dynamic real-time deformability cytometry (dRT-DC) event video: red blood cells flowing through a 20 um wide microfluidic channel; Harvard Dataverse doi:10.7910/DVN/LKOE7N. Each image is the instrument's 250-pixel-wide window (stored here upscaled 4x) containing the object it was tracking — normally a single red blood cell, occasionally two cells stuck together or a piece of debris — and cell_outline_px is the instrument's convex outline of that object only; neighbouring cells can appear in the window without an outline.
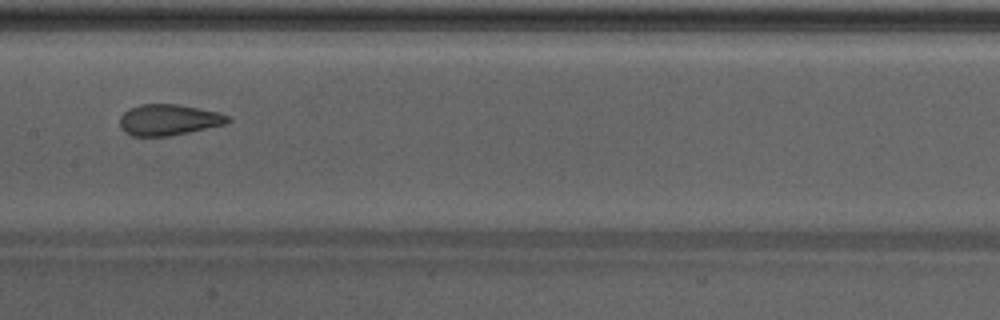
{"species": "Egyptian fruit bat (a non-hibernating species)", "species_latin": "Rousettus aegyptiacus", "temperature_condition": "warm", "stored_images_in_passage": 43, "camera_frame_rate_fps": 3000, "um_per_image_px": 0.085, "animal": {"sex": "male"}, "frame": {"image": 1, "passage_image": 25, "time_ms": 8.0, "image_size_px": [1000, 320], "cell_outline_px": [[232, 120], [224, 124], [188, 132], [168, 136], [132, 136], [124, 132], [120, 128], [120, 116], [128, 108], [140, 104], [180, 104], [220, 112], [228, 116]], "centroid_in_image_um": [14.31, 10.17], "position_along_channel_um": 193.1, "area_um2": 19.65}}